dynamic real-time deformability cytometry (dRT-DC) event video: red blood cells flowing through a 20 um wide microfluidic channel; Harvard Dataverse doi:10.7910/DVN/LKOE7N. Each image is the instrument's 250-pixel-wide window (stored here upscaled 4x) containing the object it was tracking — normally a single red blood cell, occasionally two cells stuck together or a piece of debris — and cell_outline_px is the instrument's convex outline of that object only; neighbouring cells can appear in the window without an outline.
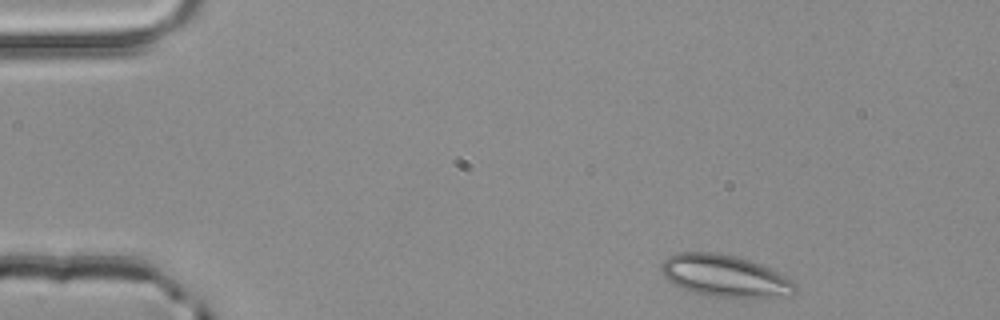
{"species": "common noctule bat (a hibernating species)", "species_latin": "Nyctalus noctula", "temperature_condition": "room temperature", "stored_images_in_passage": 3, "camera_frame_rate_fps": 3000, "um_per_image_px": 0.085, "animal": {"sex": "male", "body_mass_g": 20.4}, "frame": {"image": 1, "passage_image": 1, "time_ms": 0.0, "image_size_px": [1000, 320], "cell_outline_px": [[796, 292], [788, 296], [712, 296], [692, 292], [668, 280], [664, 276], [660, 268], [660, 264], [668, 256], [676, 252], [716, 252], [736, 256], [760, 264], [784, 276], [796, 284]], "centroid_in_image_um": [61.56, 23.42], "position_along_channel_um": 23.4, "area_um2": 32.08}}